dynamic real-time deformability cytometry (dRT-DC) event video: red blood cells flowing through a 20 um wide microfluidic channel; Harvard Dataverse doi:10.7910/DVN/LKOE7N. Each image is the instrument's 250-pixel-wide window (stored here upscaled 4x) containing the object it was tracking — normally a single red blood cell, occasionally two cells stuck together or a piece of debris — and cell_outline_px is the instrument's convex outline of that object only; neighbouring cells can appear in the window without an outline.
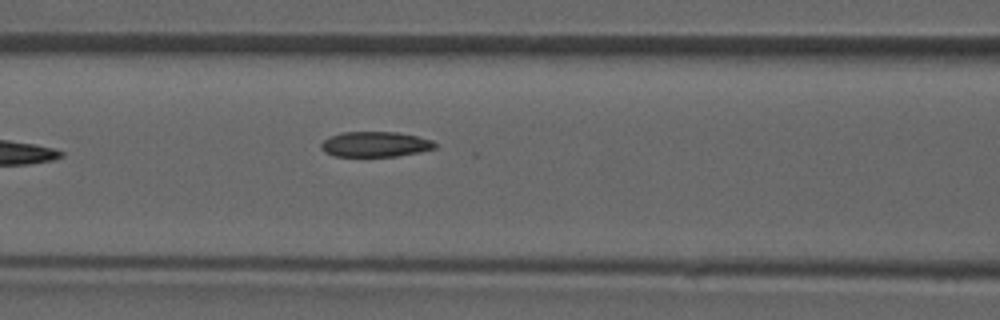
{"species": "common noctule bat (a hibernating species)", "species_latin": "Nyctalus noctula", "temperature_condition": "room temperature", "stored_images_in_passage": 7, "camera_frame_rate_fps": 3000, "um_per_image_px": 0.085, "animal": {"sex": "male", "forearm_length_mm": 52.5}, "frame": {"image": 1, "passage_image": 7, "time_ms": 7.0, "image_size_px": [1000, 320], "cell_outline_px": [[436, 148], [420, 152], [396, 156], [332, 156], [324, 152], [320, 148], [320, 144], [328, 136], [340, 132], [396, 132], [416, 136], [432, 140], [436, 144]], "centroid_in_image_um": [31.85, 12.26], "position_along_channel_um": 134.8, "area_um2": 16.88}}